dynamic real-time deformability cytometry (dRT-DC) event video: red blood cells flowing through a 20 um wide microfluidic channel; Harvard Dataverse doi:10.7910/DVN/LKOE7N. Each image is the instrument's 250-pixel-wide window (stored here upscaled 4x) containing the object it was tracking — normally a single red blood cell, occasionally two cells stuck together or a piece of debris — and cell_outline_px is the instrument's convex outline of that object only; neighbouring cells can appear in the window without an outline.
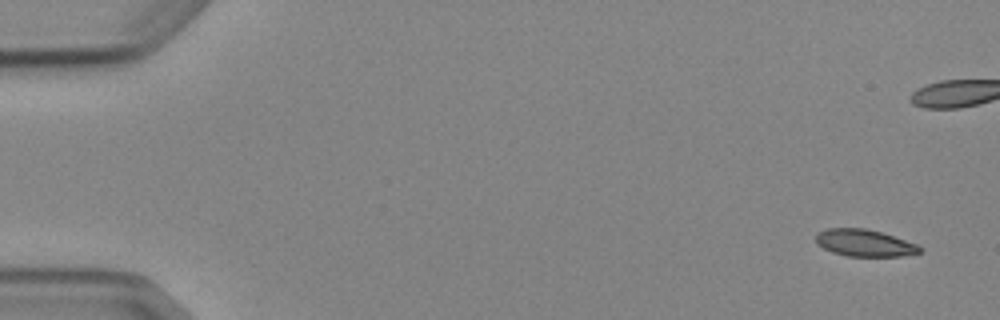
{"species": "Egyptian fruit bat (a non-hibernating species)", "species_latin": "Rousettus aegyptiacus", "temperature_condition": "cold", "stored_images_in_passage": 5, "camera_frame_rate_fps": 3000, "um_per_image_px": 0.085, "animal": {"sex": "female"}, "frame": {"image": 1, "passage_image": 1, "time_ms": 0.0, "image_size_px": [1000, 320], "cell_outline_px": [[924, 248], [920, 252], [900, 256], [848, 256], [832, 252], [816, 244], [816, 232], [828, 228], [864, 228], [880, 232], [916, 244]], "centroid_in_image_um": [73.44, 20.65], "position_along_channel_um": 11.6, "area_um2": 16.18}}
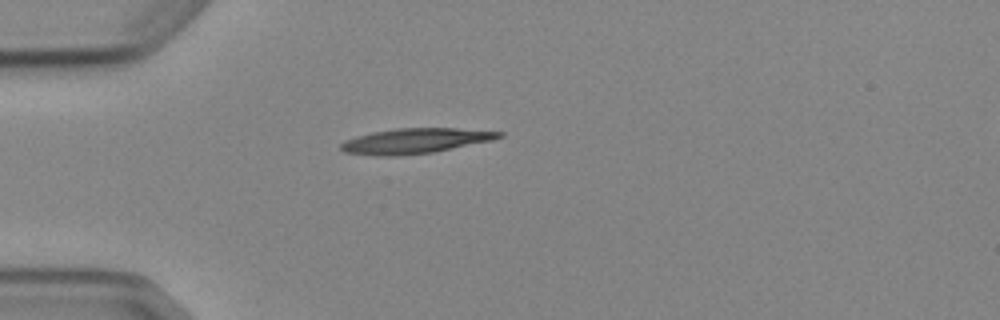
{"frame": {"image": 2, "passage_image": 5, "time_ms": 5.667, "image_size_px": [1000, 320], "cell_outline_px": [[504, 136], [492, 140], [432, 152], [400, 156], [376, 156], [344, 152], [340, 148], [340, 144], [344, 140], [356, 136], [372, 132], [396, 128], [456, 128], [504, 132]], "centroid_in_image_um": [35.25, 11.97], "position_along_channel_um": 49.7, "area_um2": 23.18}}